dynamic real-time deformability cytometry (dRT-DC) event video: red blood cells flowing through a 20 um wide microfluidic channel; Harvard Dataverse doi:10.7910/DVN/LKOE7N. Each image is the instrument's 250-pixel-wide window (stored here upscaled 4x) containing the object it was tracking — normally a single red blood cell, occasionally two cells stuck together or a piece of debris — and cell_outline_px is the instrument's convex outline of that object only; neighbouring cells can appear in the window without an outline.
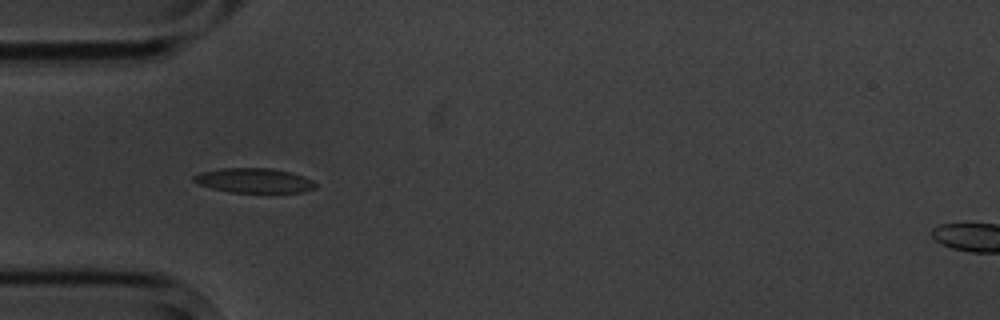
{"species": "common noctule bat (a hibernating species)", "species_latin": "Nyctalus noctula", "temperature_condition": "cold", "stored_images_in_passage": 6, "camera_frame_rate_fps": 3000, "um_per_image_px": 0.085, "animal": {"sex": "male", "body_mass_g": 20.1, "forearm_length_mm": 53.5}, "frame": {"image": 1, "passage_image": 4, "time_ms": 4.0, "image_size_px": [1000, 320], "cell_outline_px": [[316, 188], [304, 192], [228, 192], [196, 184], [192, 180], [192, 176], [200, 172], [220, 168], [272, 168], [304, 176], [312, 180], [316, 184]], "centroid_in_image_um": [21.56, 15.34], "position_along_channel_um": 63.4, "area_um2": 17.57}}
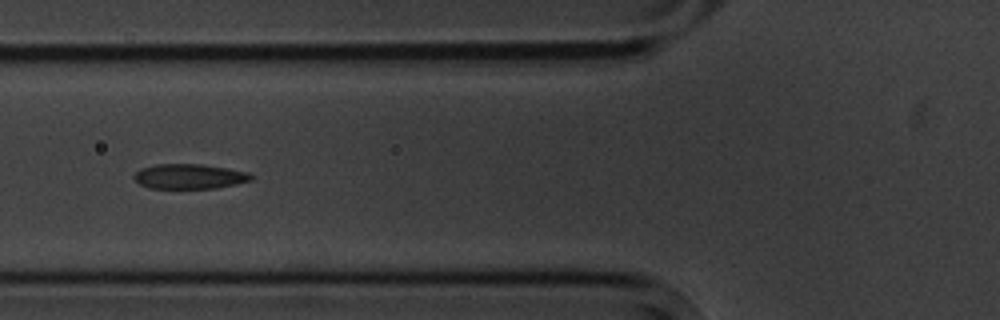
{"frame": {"image": 2, "passage_image": 5, "time_ms": 5.333, "image_size_px": [1000, 320], "cell_outline_px": [[252, 180], [236, 184], [216, 188], [148, 188], [140, 184], [132, 176], [140, 168], [156, 164], [204, 164], [228, 168], [248, 172], [252, 176]], "centroid_in_image_um": [16.09, 14.99], "position_along_channel_um": 109.7, "area_um2": 17.05}}
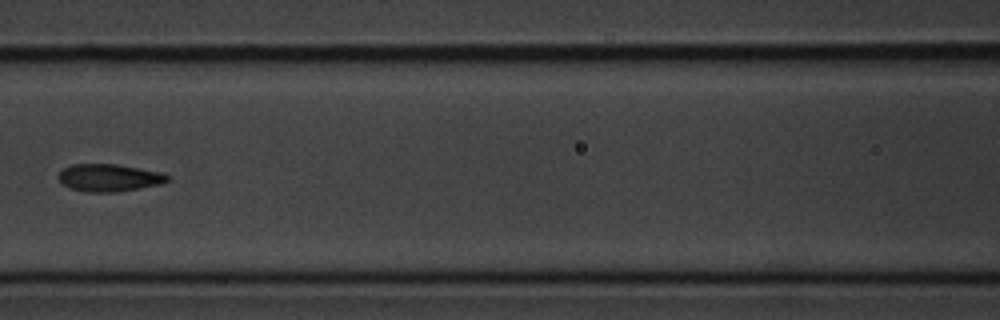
{"frame": {"image": 3, "passage_image": 6, "time_ms": 6.667, "image_size_px": [1000, 320], "cell_outline_px": [[168, 180], [160, 184], [140, 188], [116, 192], [84, 192], [68, 188], [60, 184], [56, 176], [64, 168], [72, 164], [116, 164], [160, 172], [168, 176]], "centroid_in_image_um": [9.18, 15.12], "position_along_channel_um": 157.4, "area_um2": 17.51}}